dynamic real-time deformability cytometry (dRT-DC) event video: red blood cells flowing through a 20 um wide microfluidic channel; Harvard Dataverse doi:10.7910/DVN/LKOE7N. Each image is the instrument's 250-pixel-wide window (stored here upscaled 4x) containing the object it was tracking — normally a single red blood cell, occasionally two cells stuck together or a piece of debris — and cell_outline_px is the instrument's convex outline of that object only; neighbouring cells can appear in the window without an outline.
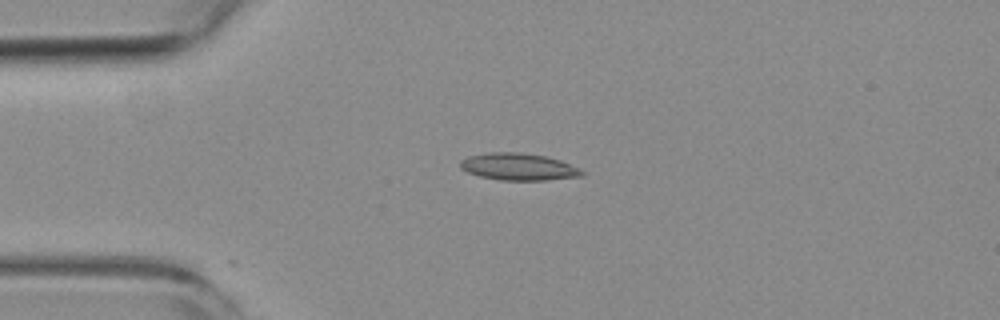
{"species": "common noctule bat (a hibernating species)", "species_latin": "Nyctalus noctula", "temperature_condition": "room temperature", "stored_images_in_passage": 5, "camera_frame_rate_fps": 3000, "um_per_image_px": 0.085, "animal": {"sex": "female", "body_mass_g": 19.3, "forearm_length_mm": 54.1}, "frame": {"image": 1, "passage_image": 4, "time_ms": 3.667, "image_size_px": [1000, 320], "cell_outline_px": [[584, 176], [548, 180], [500, 180], [480, 176], [468, 172], [460, 168], [460, 160], [468, 156], [488, 152], [520, 152], [548, 156], [560, 160], [580, 168], [584, 172]], "centroid_in_image_um": [44.09, 14.17], "position_along_channel_um": 40.9, "area_um2": 19.36}}